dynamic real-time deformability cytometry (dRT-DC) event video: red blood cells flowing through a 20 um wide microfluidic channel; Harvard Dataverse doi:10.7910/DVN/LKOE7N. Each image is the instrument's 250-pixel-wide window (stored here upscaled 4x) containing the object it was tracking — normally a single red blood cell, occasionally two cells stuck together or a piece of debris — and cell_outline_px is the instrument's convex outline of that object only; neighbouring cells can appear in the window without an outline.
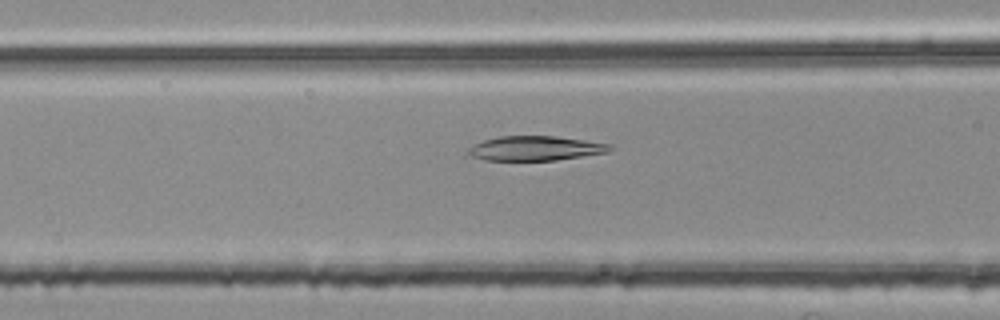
{"species": "common noctule bat (a hibernating species)", "species_latin": "Nyctalus noctula", "temperature_condition": "room temperature", "stored_images_in_passage": 40, "camera_frame_rate_fps": 3000, "um_per_image_px": 0.085, "animal": {"sex": "female", "body_mass_g": 25.1}, "frame": {"image": 1, "passage_image": 7, "time_ms": 2.0, "image_size_px": [1000, 320], "cell_outline_px": [[616, 148], [608, 152], [556, 160], [484, 160], [468, 156], [468, 148], [472, 144], [484, 140], [500, 136], [556, 136], [612, 144]], "centroid_in_image_um": [45.51, 12.6], "position_along_channel_um": 121.1, "area_um2": 20.4}}
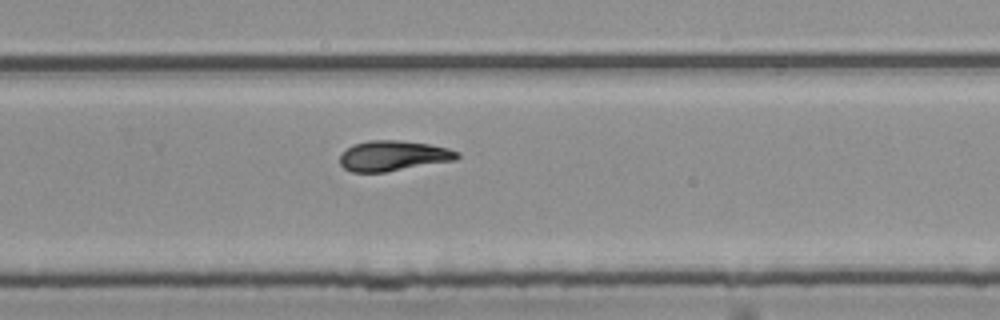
{"frame": {"image": 2, "passage_image": 21, "time_ms": 6.667, "image_size_px": [1000, 320], "cell_outline_px": [[460, 156], [456, 160], [384, 172], [352, 172], [344, 168], [340, 164], [340, 156], [352, 144], [368, 140], [396, 140], [428, 144], [448, 148], [460, 152]], "centroid_in_image_um": [33.43, 13.24], "position_along_channel_um": 296.4, "area_um2": 20.63}}
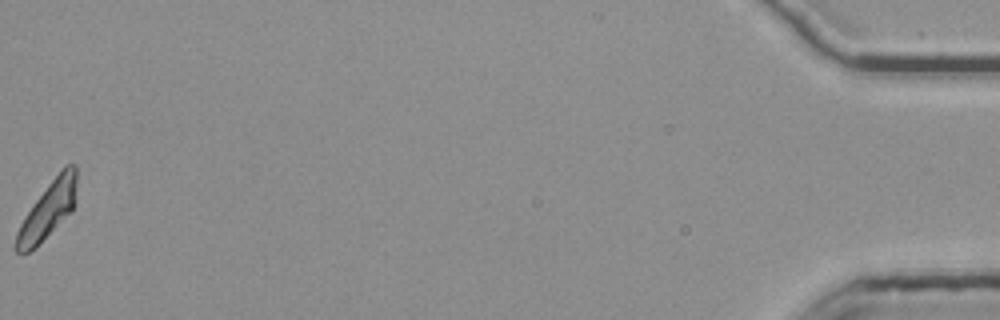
{"frame": {"image": 3, "passage_image": 40, "time_ms": 13.0, "image_size_px": [1000, 320], "cell_outline_px": [[76, 204], [72, 212], [28, 252], [16, 252], [12, 248], [16, 232], [24, 216], [48, 184], [64, 164], [76, 164]], "centroid_in_image_um": [4.08, 17.82], "position_along_channel_um": 431.1, "area_um2": 19.94}, "authors_computed_cell_mechanics": {"area_um2": 20.5768, "velocity_mm_per_s": 3.7714, "shape_relaxation_time_tau1_ms": 4.2824, "shape_relaxation_time_tau2_ms": 3.1089, "deformation_change_tau1": 0.1768, "deformation_change_tau2": 0.0846}}